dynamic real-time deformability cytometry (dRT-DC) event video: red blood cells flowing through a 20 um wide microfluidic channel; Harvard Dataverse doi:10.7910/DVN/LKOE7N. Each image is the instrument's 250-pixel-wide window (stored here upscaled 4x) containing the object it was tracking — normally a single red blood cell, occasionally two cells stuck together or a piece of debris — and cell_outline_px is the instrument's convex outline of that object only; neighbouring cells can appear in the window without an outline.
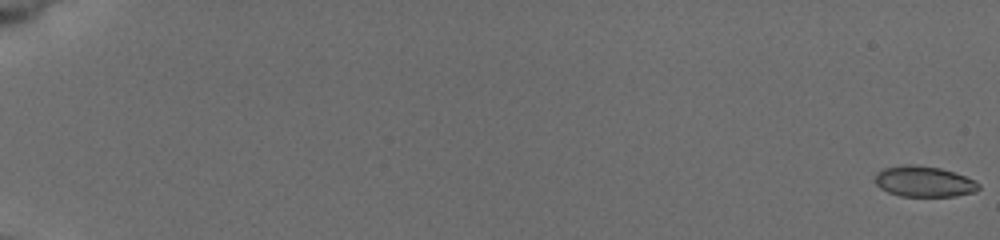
{"species": "common noctule bat (a hibernating species)", "species_latin": "Nyctalus noctula", "temperature_condition": "cold", "stored_images_in_passage": 43, "camera_frame_rate_fps": 3000, "um_per_image_px": 0.085, "animal": {"sex": "female", "body_mass_g": 19.5, "forearm_length_mm": 54.1}, "frame": {"image": 1, "passage_image": 1, "time_ms": 0.0, "image_size_px": [1000, 240], "cell_outline_px": [[980, 188], [976, 192], [956, 196], [900, 196], [888, 192], [880, 188], [876, 184], [876, 172], [884, 168], [904, 164], [912, 164], [940, 168], [964, 176], [980, 184]], "centroid_in_image_um": [78.53, 15.43], "position_along_channel_um": 6.5, "area_um2": 18.5}}
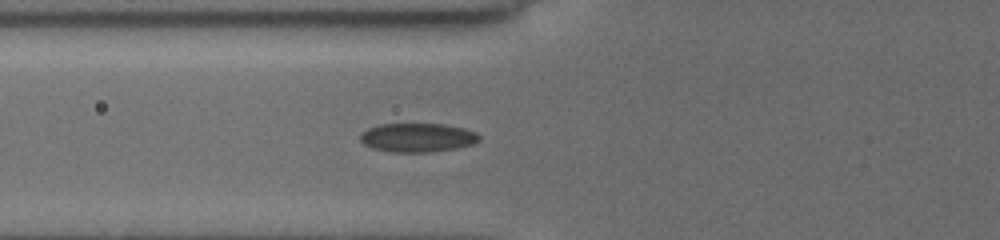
{"frame": {"image": 2, "passage_image": 30, "time_ms": 7.667, "image_size_px": [1000, 240], "cell_outline_px": [[480, 140], [472, 144], [456, 148], [432, 152], [392, 152], [372, 148], [364, 144], [360, 140], [360, 132], [368, 128], [380, 124], [440, 124], [464, 128], [476, 132], [480, 136]], "centroid_in_image_um": [35.47, 11.69], "position_along_channel_um": 90.3, "area_um2": 20.06}}
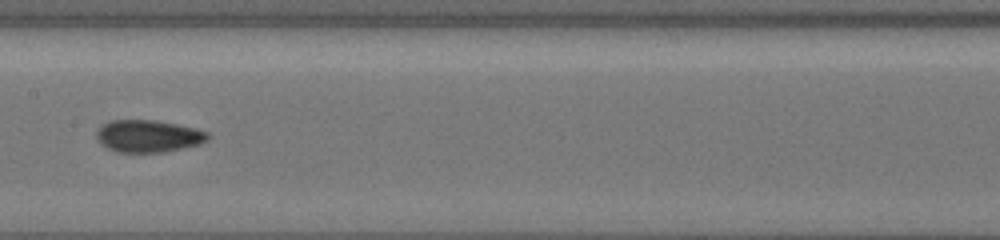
{"frame": {"image": 3, "passage_image": 42, "time_ms": 10.333, "image_size_px": [1000, 240], "cell_outline_px": [[212, 136], [208, 140], [200, 144], [164, 152], [116, 152], [100, 144], [96, 140], [96, 128], [100, 124], [112, 120], [152, 120], [176, 124], [208, 132]], "centroid_in_image_um": [12.56, 11.57], "position_along_channel_um": 194.8, "area_um2": 21.1}}